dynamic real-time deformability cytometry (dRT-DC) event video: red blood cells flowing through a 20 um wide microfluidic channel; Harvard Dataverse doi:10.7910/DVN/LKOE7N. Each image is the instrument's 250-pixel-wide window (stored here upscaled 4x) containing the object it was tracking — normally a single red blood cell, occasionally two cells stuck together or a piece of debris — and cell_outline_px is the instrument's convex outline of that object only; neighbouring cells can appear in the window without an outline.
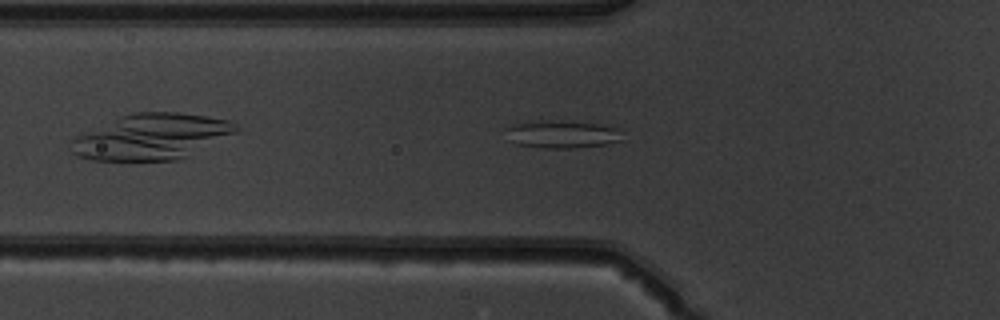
{"species": "common noctule bat (a hibernating species)", "species_latin": "Nyctalus noctula", "temperature_condition": "warm", "stored_images_in_passage": 38, "camera_frame_rate_fps": 3000, "um_per_image_px": 0.085, "animal": {"sex": "male", "body_mass_g": 19.5, "forearm_length_mm": 54.6}, "frame": {"image": 1, "passage_image": 5, "time_ms": 1.333, "image_size_px": [1000, 320], "cell_outline_px": [[624, 140], [608, 144], [572, 148], [540, 148], [516, 144], [508, 140], [504, 128], [512, 124], [536, 120], [560, 120], [596, 124], [616, 128]], "centroid_in_image_um": [47.69, 11.41], "position_along_channel_um": 78.1, "area_um2": 19.07}}
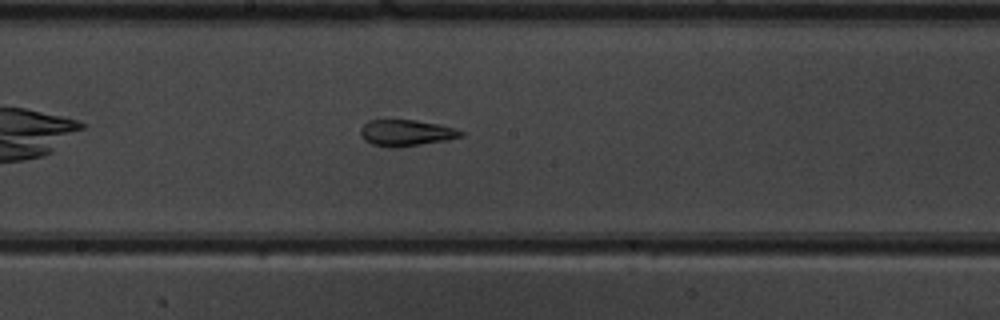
{"frame": {"image": 2, "passage_image": 15, "time_ms": 4.667, "image_size_px": [1000, 320], "cell_outline_px": [[464, 136], [448, 140], [400, 148], [392, 148], [372, 144], [364, 140], [360, 136], [360, 128], [368, 120], [416, 120], [440, 124], [456, 128], [464, 132]], "centroid_in_image_um": [34.54, 11.3], "position_along_channel_um": 213.7, "area_um2": 15.72}}
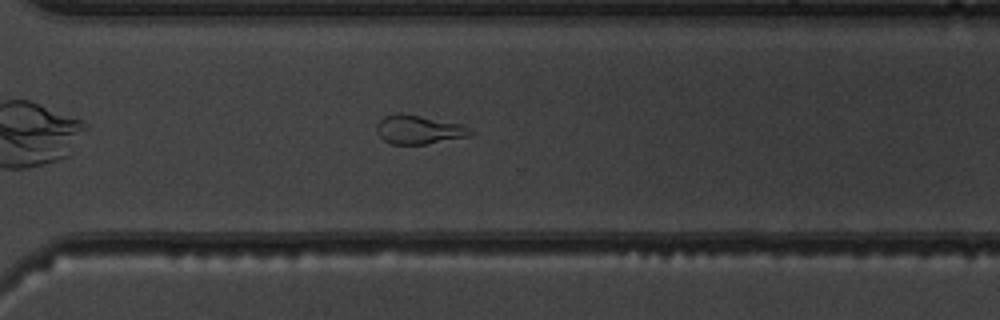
{"frame": {"image": 3, "passage_image": 24, "time_ms": 7.667, "image_size_px": [1000, 320], "cell_outline_px": [[476, 132], [468, 136], [424, 144], [392, 144], [384, 140], [376, 132], [376, 124], [384, 116], [392, 112], [404, 112], [460, 124]], "centroid_in_image_um": [35.54, 10.99], "position_along_channel_um": 335.1, "area_um2": 15.84}, "authors_computed_cell_mechanics": {"area_um2": 16.1551, "velocity_mm_per_s": 4.0536, "shape_relaxation_time_tau1_ms": null, "shape_relaxation_time_tau2_ms": 1.5768, "deformation_change_tau1": null, "deformation_change_tau2": 0.0971}}